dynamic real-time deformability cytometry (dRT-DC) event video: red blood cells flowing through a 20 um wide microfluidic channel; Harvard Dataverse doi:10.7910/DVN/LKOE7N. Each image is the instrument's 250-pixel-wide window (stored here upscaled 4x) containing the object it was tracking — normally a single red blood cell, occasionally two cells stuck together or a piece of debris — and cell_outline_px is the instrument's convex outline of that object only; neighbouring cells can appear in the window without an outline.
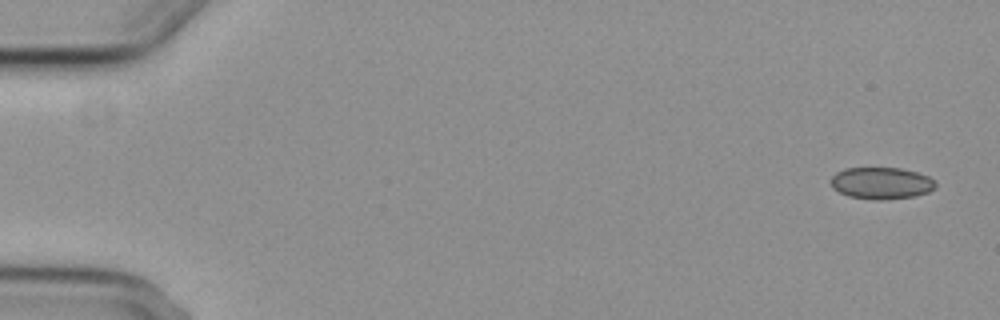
{"species": "common noctule bat (a hibernating species)", "species_latin": "Nyctalus noctula", "temperature_condition": "cold", "stored_images_in_passage": 6, "camera_frame_rate_fps": 3000, "um_per_image_px": 0.085, "animal": {"sex": "female", "body_mass_g": 29.2, "forearm_length_mm": 56.3}, "frame": {"image": 1, "passage_image": 1, "time_ms": 0.0, "image_size_px": [1000, 320], "cell_outline_px": [[936, 188], [928, 192], [916, 196], [880, 200], [872, 200], [848, 196], [832, 188], [832, 176], [836, 172], [844, 168], [900, 168], [916, 172], [928, 176], [936, 180]], "centroid_in_image_um": [74.94, 15.57], "position_along_channel_um": 10.1, "area_um2": 19.54}}
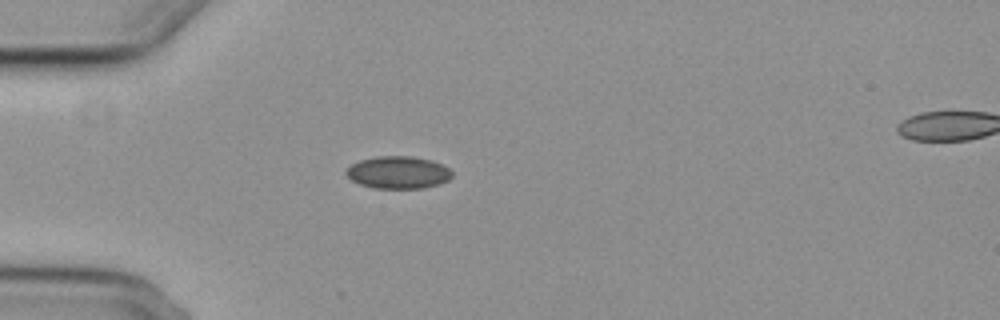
{"frame": {"image": 2, "passage_image": 5, "time_ms": 4.667, "image_size_px": [1000, 320], "cell_outline_px": [[452, 176], [448, 180], [440, 184], [424, 188], [372, 188], [360, 184], [352, 180], [344, 172], [352, 164], [360, 160], [376, 156], [412, 156], [432, 160], [448, 168], [452, 172]], "centroid_in_image_um": [33.85, 14.66], "position_along_channel_um": 51.2, "area_um2": 20.0}}